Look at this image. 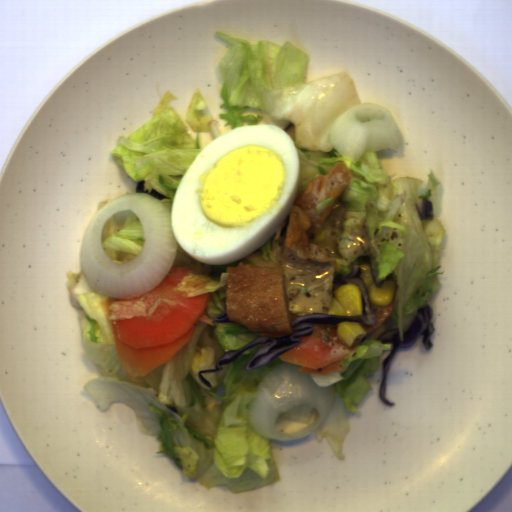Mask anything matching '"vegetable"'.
I'll return each mask as SVG.
<instances>
[{"label":"vegetable","mask_w":512,"mask_h":512,"mask_svg":"<svg viewBox=\"0 0 512 512\" xmlns=\"http://www.w3.org/2000/svg\"><path fill=\"white\" fill-rule=\"evenodd\" d=\"M100 241L106 257L115 264H121L142 252L145 233L133 211H117L105 223Z\"/></svg>","instance_id":"vegetable-3"},{"label":"vegetable","mask_w":512,"mask_h":512,"mask_svg":"<svg viewBox=\"0 0 512 512\" xmlns=\"http://www.w3.org/2000/svg\"><path fill=\"white\" fill-rule=\"evenodd\" d=\"M230 44L218 62L223 82L219 114L230 129L246 125H276L293 139L299 161V181L294 202L310 179L327 174L335 163L344 161L353 176L348 189L336 200L324 227L309 241L328 250L329 258H342V270L334 273L333 262L298 264L281 254L289 213L278 230L257 250L234 263H201L179 244L172 267H186L199 273L186 274L172 292L181 297L210 293L204 314L213 321L226 310L228 266H280L286 293L289 323L299 316L326 314L339 277L351 274L370 256L377 281L393 274L396 291L388 318L365 333L350 356L344 359L343 378L334 382V393L355 415L372 387L366 377L377 372L380 357L391 352V343L378 337L397 328L399 341L413 324L418 309L426 307L441 288L445 270L440 252L446 231L439 221V181L431 169L424 183L398 177L383 170L376 152H365L358 161L342 156L332 143L336 119L361 104L355 84L346 72L308 82L310 58L286 41L269 40L251 44L244 38L215 31ZM417 197L434 203L433 220H420L414 202ZM293 202V203H294ZM293 205V204H292ZM292 207V206H291ZM291 209V208H290ZM290 212V211H289ZM442 270V271H441ZM65 285L71 305L79 313L81 335L88 358L103 376L88 381L83 389L102 411L110 402L131 407L144 434L161 441L155 454H164L186 478L197 480L205 489L226 485L231 493L251 492L277 481L281 475L272 459L270 439L258 436L248 411L256 388L264 376L286 361L278 356L267 365L247 370L256 352L270 342L242 351L220 372L217 360L236 351L262 332H253L234 321H197L188 343L169 362L148 373L144 381H133L126 373L116 346L110 320L151 316L160 302L176 306L174 300L158 298L146 312L143 301H118L96 293L84 274L66 272Z\"/></svg>","instance_id":"vegetable-1"},{"label":"vegetable","mask_w":512,"mask_h":512,"mask_svg":"<svg viewBox=\"0 0 512 512\" xmlns=\"http://www.w3.org/2000/svg\"><path fill=\"white\" fill-rule=\"evenodd\" d=\"M351 423L348 416H339L333 422V429L329 430L320 426L314 434L318 441L327 439L333 453L342 461L344 459L342 449L346 436L350 432Z\"/></svg>","instance_id":"vegetable-4"},{"label":"vegetable","mask_w":512,"mask_h":512,"mask_svg":"<svg viewBox=\"0 0 512 512\" xmlns=\"http://www.w3.org/2000/svg\"><path fill=\"white\" fill-rule=\"evenodd\" d=\"M172 100L179 99L167 90L151 111L152 119L128 137L118 136V146L110 152L133 181H144V191L154 189L167 197L159 201L170 211L185 170L207 145L222 136L217 119L204 112L207 106L200 88L194 90L185 114L195 138L169 106Z\"/></svg>","instance_id":"vegetable-2"},{"label":"vegetable","mask_w":512,"mask_h":512,"mask_svg":"<svg viewBox=\"0 0 512 512\" xmlns=\"http://www.w3.org/2000/svg\"><path fill=\"white\" fill-rule=\"evenodd\" d=\"M314 409L315 407H313L312 405L304 404L300 406H295L294 408L288 411H283L279 416L292 421H298L309 424L310 419L314 413Z\"/></svg>","instance_id":"vegetable-5"}]
</instances>
